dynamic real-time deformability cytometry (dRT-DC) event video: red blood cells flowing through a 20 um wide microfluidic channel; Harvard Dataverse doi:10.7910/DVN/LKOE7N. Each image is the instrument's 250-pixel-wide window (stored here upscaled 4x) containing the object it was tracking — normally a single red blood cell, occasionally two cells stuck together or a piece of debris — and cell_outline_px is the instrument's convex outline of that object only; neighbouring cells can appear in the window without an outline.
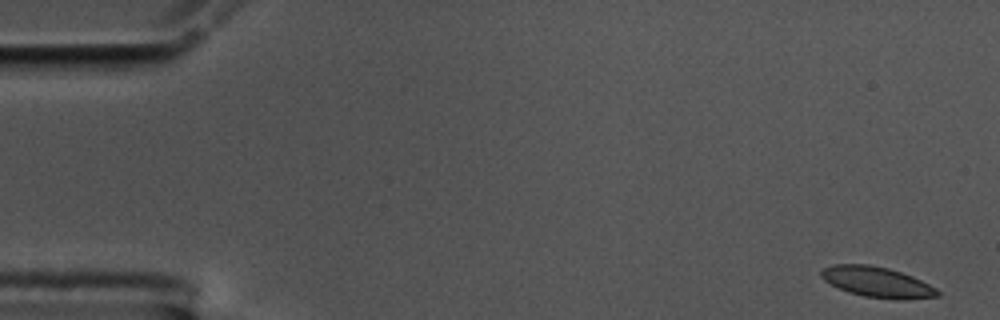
{"species": "common noctule bat (a hibernating species)", "species_latin": "Nyctalus noctula", "temperature_condition": "cold", "stored_images_in_passage": 56, "camera_frame_rate_fps": 3000, "um_per_image_px": 0.085, "animal": {"sex": "male", "body_mass_g": 17.5, "forearm_length_mm": 52.3}, "frame": {"image": 1, "passage_image": 1, "time_ms": 0.0, "image_size_px": [1000, 320], "cell_outline_px": [[940, 296], [904, 300], [896, 300], [864, 296], [848, 292], [824, 280], [820, 276], [820, 272], [824, 268], [832, 264], [868, 264], [888, 268], [912, 276], [936, 288], [940, 292]], "centroid_in_image_um": [74.56, 23.98], "position_along_channel_um": 10.4, "area_um2": 20.63}}
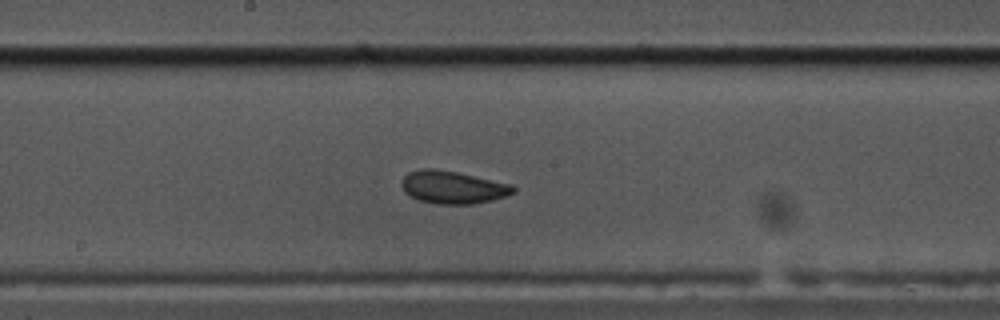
{"frame": {"image": 2, "passage_image": 29, "time_ms": 9.333, "image_size_px": [1000, 320], "cell_outline_px": [[516, 192], [492, 200], [472, 204], [436, 204], [420, 200], [404, 192], [400, 184], [404, 176], [408, 172], [420, 168], [436, 168], [456, 172], [512, 184], [516, 188]], "centroid_in_image_um": [38.47, 15.91], "position_along_channel_um": 209.7, "area_um2": 21.33}}
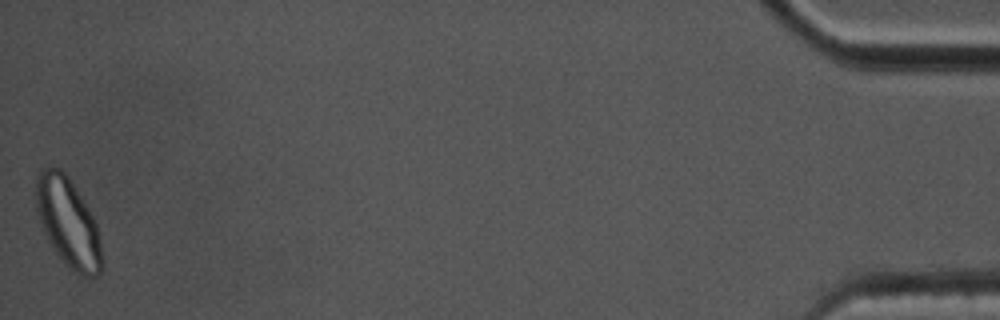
{"frame": {"image": 3, "passage_image": 56, "time_ms": 18.333, "image_size_px": [1000, 320], "cell_outline_px": [[104, 268], [96, 276], [84, 276], [76, 272], [56, 252], [44, 232], [40, 224], [36, 212], [36, 176], [40, 168], [60, 168], [68, 176], [84, 200], [96, 224], [100, 240], [104, 260]], "centroid_in_image_um": [5.8, 18.88], "position_along_channel_um": 429.4, "area_um2": 33.99}, "authors_computed_cell_mechanics": {"area_um2": 20.808, "velocity_mm_per_s": 3.5005, "shape_relaxation_time_tau1_ms": 3.839, "shape_relaxation_time_tau2_ms": 8.4546, "deformation_change_tau1": 0.0929, "deformation_change_tau2": 0.0855}}